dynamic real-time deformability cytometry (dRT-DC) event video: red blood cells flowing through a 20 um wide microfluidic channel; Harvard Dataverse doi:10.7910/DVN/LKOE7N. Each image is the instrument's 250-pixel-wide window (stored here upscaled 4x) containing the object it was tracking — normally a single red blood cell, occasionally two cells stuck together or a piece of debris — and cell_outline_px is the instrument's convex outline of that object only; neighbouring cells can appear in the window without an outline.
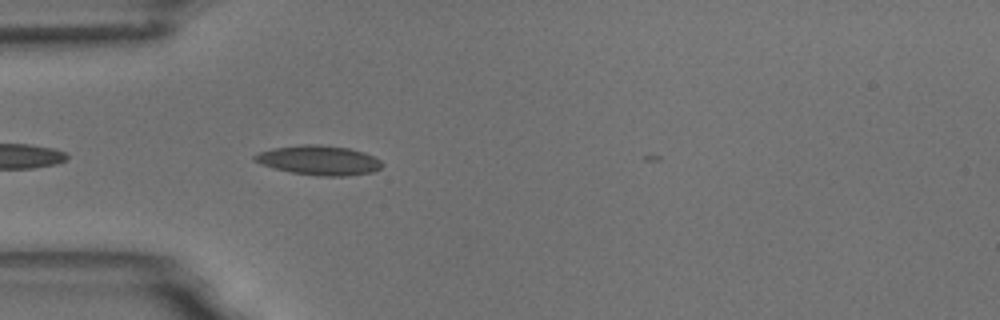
{"species": "common noctule bat (a hibernating species)", "species_latin": "Nyctalus noctula", "temperature_condition": "room temperature", "stored_images_in_passage": 3, "camera_frame_rate_fps": 3000, "um_per_image_px": 0.085, "animal": {"sex": "male", "body_mass_g": 18.8}, "frame": {"image": 1, "passage_image": 3, "time_ms": 3.0, "image_size_px": [1000, 320], "cell_outline_px": [[384, 164], [380, 168], [372, 172], [344, 176], [320, 176], [292, 172], [260, 164], [252, 160], [252, 156], [260, 152], [272, 148], [304, 144], [316, 144], [348, 148], [364, 152], [380, 160]], "centroid_in_image_um": [27.1, 13.62], "position_along_channel_um": 57.9, "area_um2": 21.79}}